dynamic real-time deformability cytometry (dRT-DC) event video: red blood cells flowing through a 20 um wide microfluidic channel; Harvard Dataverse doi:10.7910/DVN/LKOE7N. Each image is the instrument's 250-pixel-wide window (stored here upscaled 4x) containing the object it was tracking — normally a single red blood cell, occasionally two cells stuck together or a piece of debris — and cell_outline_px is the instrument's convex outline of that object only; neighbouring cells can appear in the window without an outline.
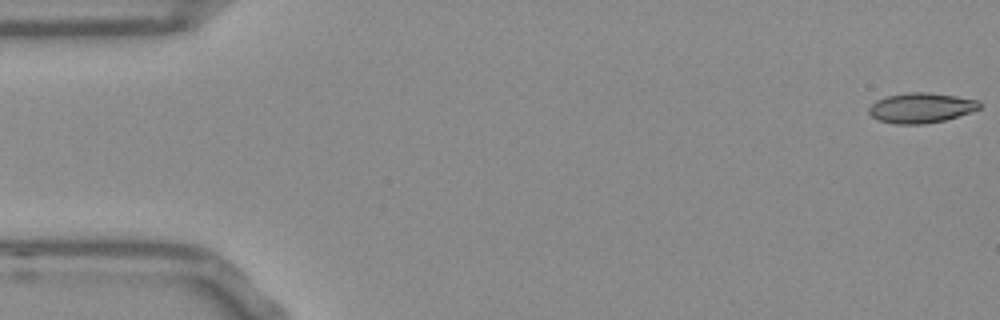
{"species": "Egyptian fruit bat (a non-hibernating species)", "species_latin": "Rousettus aegyptiacus", "temperature_condition": "room temperature", "stored_images_in_passage": 53, "camera_frame_rate_fps": 3000, "um_per_image_px": 0.085, "frame": {"image": 1, "passage_image": 1, "time_ms": 0.0, "image_size_px": [1000, 320], "cell_outline_px": [[980, 108], [972, 112], [944, 120], [924, 124], [896, 124], [880, 120], [872, 116], [868, 112], [868, 108], [876, 100], [888, 96], [912, 92], [924, 92], [956, 96], [976, 100], [980, 104]], "centroid_in_image_um": [78.28, 9.17], "position_along_channel_um": 6.7, "area_um2": 19.13}}
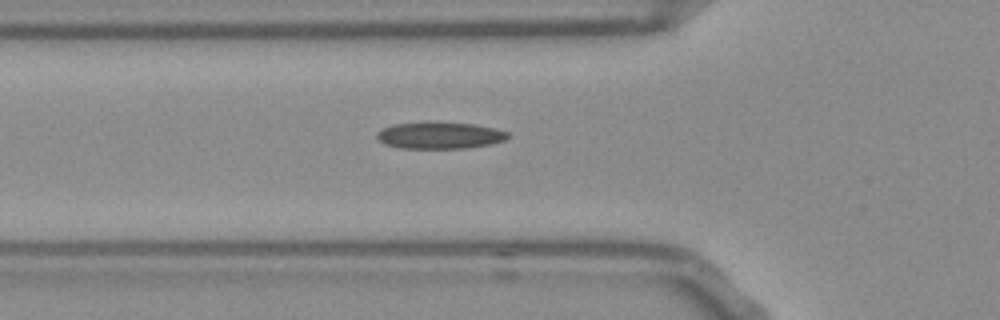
{"frame": {"image": 2, "passage_image": 18, "time_ms": 5.667, "image_size_px": [1000, 320], "cell_outline_px": [[508, 136], [504, 140], [492, 144], [468, 148], [400, 148], [384, 144], [376, 136], [376, 132], [392, 124], [472, 124], [496, 128], [508, 132]], "centroid_in_image_um": [37.39, 11.54], "position_along_channel_um": 88.4, "area_um2": 19.71}}
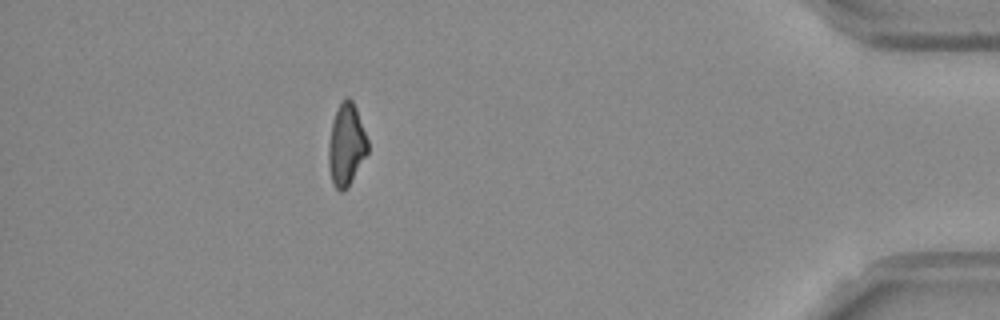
{"frame": {"image": 3, "passage_image": 47, "time_ms": 15.333, "image_size_px": [1000, 320], "cell_outline_px": [[368, 152], [348, 184], [340, 192], [332, 184], [328, 164], [328, 148], [332, 120], [344, 96], [348, 96], [352, 100], [356, 108], [368, 140]], "centroid_in_image_um": [29.42, 12.26], "position_along_channel_um": 405.8, "area_um2": 18.44}, "authors_computed_cell_mechanics": {"area_um2": 19.4786, "velocity_mm_per_s": 3.8309, "shape_relaxation_time_tau1_ms": null, "shape_relaxation_time_tau2_ms": 4.8501, "deformation_change_tau1": null, "deformation_change_tau2": 0.1401}}